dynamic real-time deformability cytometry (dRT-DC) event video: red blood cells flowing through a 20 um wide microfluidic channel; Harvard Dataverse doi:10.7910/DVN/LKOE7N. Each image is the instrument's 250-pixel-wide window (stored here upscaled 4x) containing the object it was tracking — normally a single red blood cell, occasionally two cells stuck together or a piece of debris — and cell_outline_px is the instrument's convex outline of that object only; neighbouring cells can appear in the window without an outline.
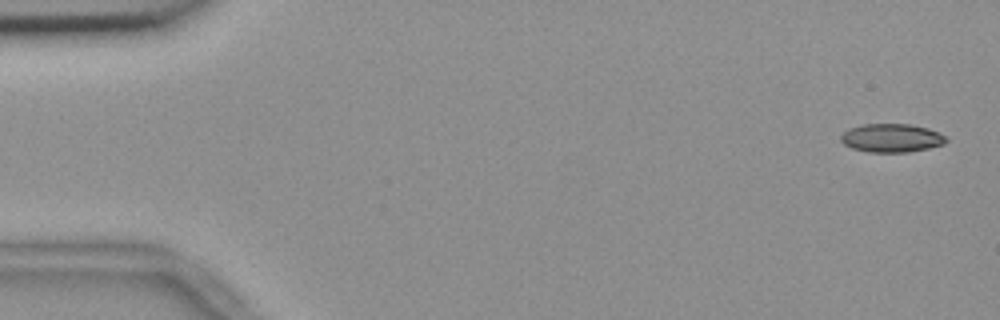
{"species": "common noctule bat (a hibernating species)", "species_latin": "Nyctalus noctula", "temperature_condition": "room temperature", "stored_images_in_passage": 54, "camera_frame_rate_fps": 3000, "um_per_image_px": 0.085, "animal": {"sex": "female", "body_mass_g": 18.4}, "frame": {"image": 1, "passage_image": 1, "time_ms": 0.0, "image_size_px": [1000, 320], "cell_outline_px": [[948, 140], [944, 144], [928, 148], [908, 152], [868, 152], [852, 148], [844, 144], [840, 140], [840, 136], [848, 128], [860, 124], [908, 124], [928, 128], [940, 132], [948, 136]], "centroid_in_image_um": [75.8, 11.72], "position_along_channel_um": 9.2, "area_um2": 17.69}}
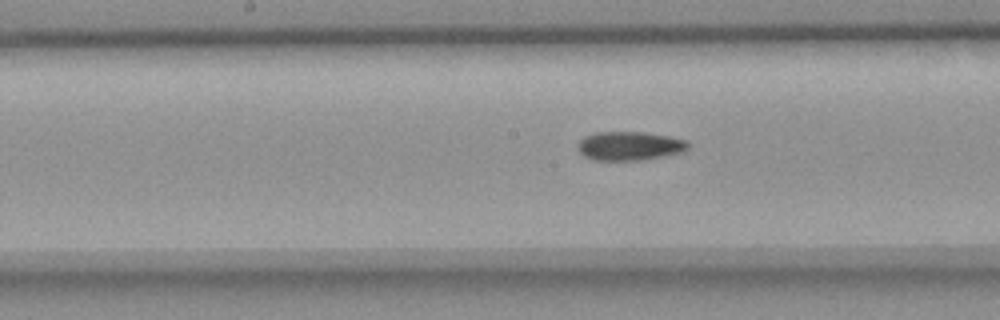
{"frame": {"image": 2, "passage_image": 27, "time_ms": 8.667, "image_size_px": [1000, 320], "cell_outline_px": [[688, 148], [684, 152], [664, 156], [640, 160], [592, 160], [584, 156], [576, 148], [576, 144], [584, 136], [596, 132], [640, 132], [668, 136], [688, 140]], "centroid_in_image_um": [53.49, 12.4], "position_along_channel_um": 194.7, "area_um2": 18.67}}
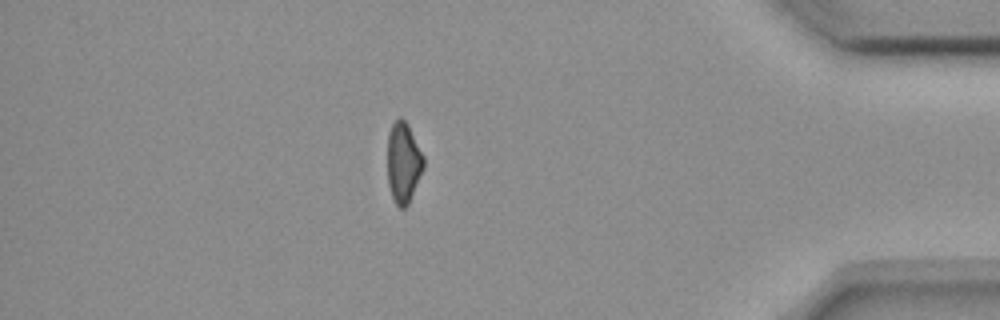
{"frame": {"image": 3, "passage_image": 47, "time_ms": 15.333, "image_size_px": [1000, 320], "cell_outline_px": [[424, 168], [408, 204], [404, 208], [400, 208], [396, 204], [392, 196], [388, 184], [388, 132], [392, 124], [400, 116], [408, 124], [424, 156]], "centroid_in_image_um": [34.29, 13.8], "position_along_channel_um": 400.9, "area_um2": 16.94}, "authors_computed_cell_mechanics": {"area_um2": 18.2648, "velocity_mm_per_s": 3.689, "shape_relaxation_time_tau1_ms": null, "shape_relaxation_time_tau2_ms": 7.4979, "deformation_change_tau1": null, "deformation_change_tau2": 0.1508}}